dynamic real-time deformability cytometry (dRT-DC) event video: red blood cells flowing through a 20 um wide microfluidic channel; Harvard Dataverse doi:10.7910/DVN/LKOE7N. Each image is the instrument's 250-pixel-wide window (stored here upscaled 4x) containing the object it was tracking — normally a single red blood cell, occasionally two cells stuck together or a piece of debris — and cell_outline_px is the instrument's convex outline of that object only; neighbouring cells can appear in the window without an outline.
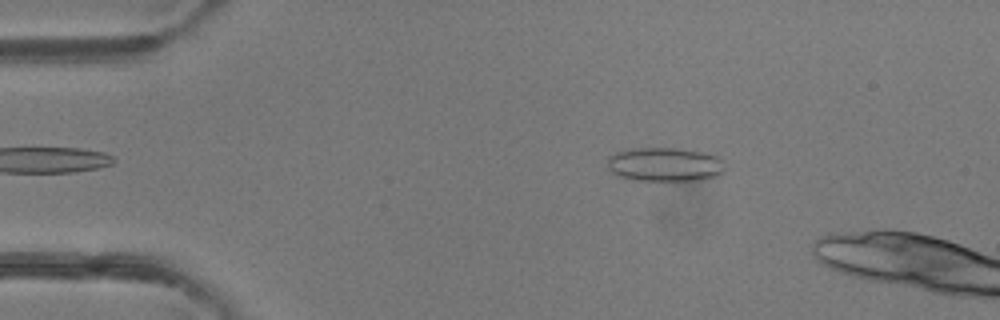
{"species": "common noctule bat (a hibernating species)", "species_latin": "Nyctalus noctula", "temperature_condition": "room temperature", "stored_images_in_passage": 3, "camera_frame_rate_fps": 3000, "um_per_image_px": 0.085, "animal": {"sex": "female"}, "frame": {"image": 1, "passage_image": 1, "time_ms": 0.0, "image_size_px": [1000, 320], "cell_outline_px": [[724, 172], [720, 176], [680, 184], [632, 180], [620, 176], [612, 172], [608, 168], [608, 156], [616, 152], [628, 148], [676, 148], [704, 152], [716, 156], [720, 160], [724, 168]], "centroid_in_image_um": [56.52, 14.03], "position_along_channel_um": 28.5, "area_um2": 24.33}}